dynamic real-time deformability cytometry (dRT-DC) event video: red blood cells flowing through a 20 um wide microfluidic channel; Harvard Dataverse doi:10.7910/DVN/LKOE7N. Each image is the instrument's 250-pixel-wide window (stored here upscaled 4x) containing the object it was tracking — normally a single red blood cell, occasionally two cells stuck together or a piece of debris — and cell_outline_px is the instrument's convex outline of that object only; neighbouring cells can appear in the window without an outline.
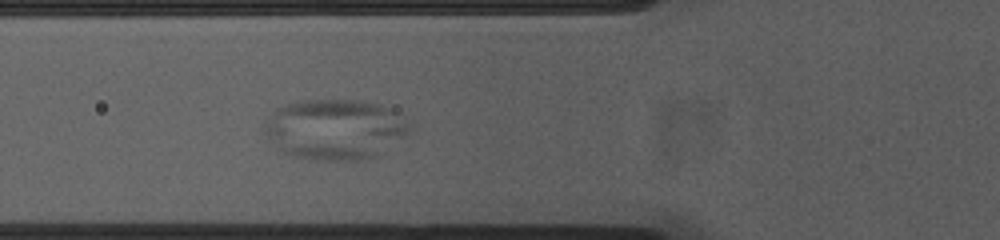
{"species": "common noctule bat (a hibernating species)", "species_latin": "Nyctalus noctula", "temperature_condition": "cold", "stored_images_in_passage": 49, "camera_frame_rate_fps": 3000, "um_per_image_px": 0.085, "animal": {"sex": "female", "body_mass_g": 23.0, "forearm_length_mm": 53.4}, "frame": {"image": 1, "passage_image": 20, "time_ms": 6.333, "image_size_px": [1000, 240], "cell_outline_px": [[412, 128], [404, 136], [376, 156], [360, 160], [320, 160], [296, 156], [284, 152], [276, 148], [268, 136], [264, 120], [276, 108], [288, 104], [304, 100], [364, 100], [380, 104], [412, 120]], "centroid_in_image_um": [28.52, 10.97], "position_along_channel_um": 97.3, "area_um2": 51.1}}
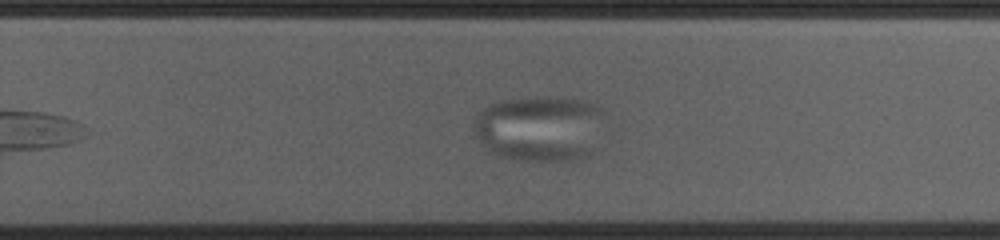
{"frame": {"image": 2, "passage_image": 36, "time_ms": 11.667, "image_size_px": [1000, 240], "cell_outline_px": [[604, 112], [592, 152], [588, 156], [580, 160], [524, 160], [504, 156], [492, 152], [484, 148], [472, 132], [472, 124], [476, 116], [484, 108], [492, 104], [504, 100], [544, 96], [564, 96], [580, 100], [592, 104]], "centroid_in_image_um": [45.84, 10.9], "position_along_channel_um": 284.0, "area_um2": 50.11}}
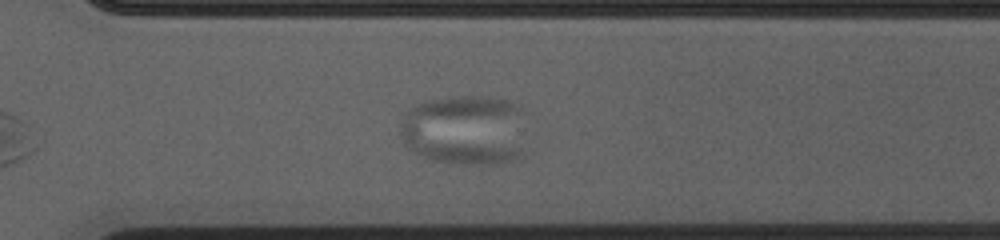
{"frame": {"image": 3, "passage_image": 40, "time_ms": 13.0, "image_size_px": [1000, 240], "cell_outline_px": [[524, 156], [504, 164], [448, 164], [424, 156], [408, 148], [404, 144], [400, 132], [400, 120], [408, 108], [424, 100], [460, 96], [488, 96], [508, 100], [524, 108]], "centroid_in_image_um": [39.56, 11.05], "position_along_channel_um": 331.0, "area_um2": 53.29}}